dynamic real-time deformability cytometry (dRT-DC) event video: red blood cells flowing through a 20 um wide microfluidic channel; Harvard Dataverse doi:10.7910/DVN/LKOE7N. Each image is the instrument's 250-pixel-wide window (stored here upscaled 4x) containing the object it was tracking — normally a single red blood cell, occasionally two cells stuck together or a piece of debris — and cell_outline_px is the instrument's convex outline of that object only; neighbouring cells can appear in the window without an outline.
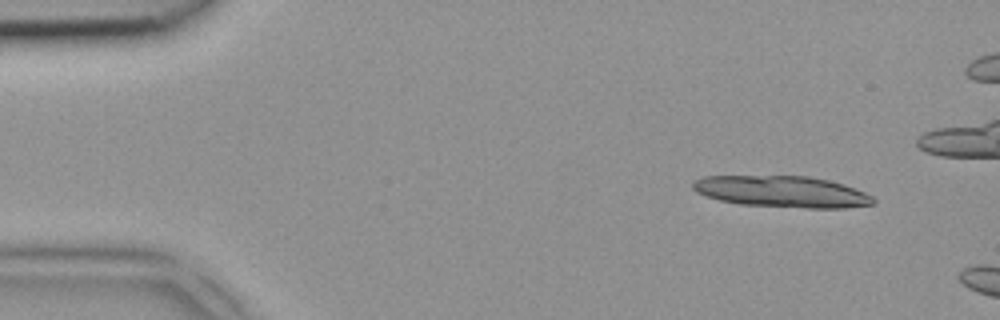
{"species": "common noctule bat (a hibernating species)", "species_latin": "Nyctalus noctula", "temperature_condition": "room temperature", "stored_images_in_passage": 3, "camera_frame_rate_fps": 3000, "um_per_image_px": 0.085, "animal": {"sex": "female", "body_mass_g": 18.4}, "frame": {"image": 1, "passage_image": 1, "time_ms": 0.0, "image_size_px": [1000, 320], "cell_outline_px": [[876, 200], [872, 204], [844, 208], [808, 208], [740, 204], [720, 200], [696, 192], [692, 188], [692, 180], [704, 176], [808, 176], [828, 180], [844, 184], [864, 192], [872, 196]], "centroid_in_image_um": [66.46, 16.28], "position_along_channel_um": 18.5, "area_um2": 32.95}}